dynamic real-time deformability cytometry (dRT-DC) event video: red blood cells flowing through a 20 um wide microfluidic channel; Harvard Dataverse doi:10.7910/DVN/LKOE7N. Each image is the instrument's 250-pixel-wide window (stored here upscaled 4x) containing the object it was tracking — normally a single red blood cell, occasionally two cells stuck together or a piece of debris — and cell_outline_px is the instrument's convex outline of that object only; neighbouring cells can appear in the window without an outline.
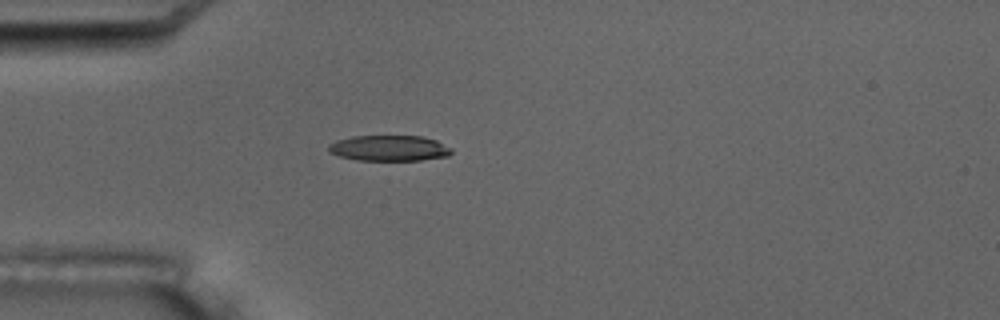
{"species": "common noctule bat (a hibernating species)", "species_latin": "Nyctalus noctula", "temperature_condition": "room temperature", "stored_images_in_passage": 7, "camera_frame_rate_fps": 3000, "um_per_image_px": 0.085, "animal": {"sex": "male", "body_mass_g": 17.5, "forearm_length_mm": 52.3}, "frame": {"image": 1, "passage_image": 4, "time_ms": 3.667, "image_size_px": [1000, 320], "cell_outline_px": [[452, 152], [448, 156], [420, 160], [356, 160], [340, 156], [328, 152], [328, 144], [336, 140], [352, 136], [424, 136], [436, 140], [452, 148]], "centroid_in_image_um": [33.07, 12.59], "position_along_channel_um": 51.9, "area_um2": 18.5}}